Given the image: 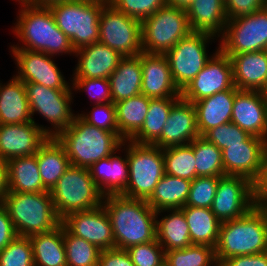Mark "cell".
Returning <instances> with one entry per match:
<instances>
[{
	"label": "cell",
	"instance_id": "cell-1",
	"mask_svg": "<svg viewBox=\"0 0 267 266\" xmlns=\"http://www.w3.org/2000/svg\"><path fill=\"white\" fill-rule=\"evenodd\" d=\"M18 14L11 31L17 44L9 49H28L55 57L74 56L75 50L70 39L57 27L48 6H33L18 1Z\"/></svg>",
	"mask_w": 267,
	"mask_h": 266
},
{
	"label": "cell",
	"instance_id": "cell-2",
	"mask_svg": "<svg viewBox=\"0 0 267 266\" xmlns=\"http://www.w3.org/2000/svg\"><path fill=\"white\" fill-rule=\"evenodd\" d=\"M102 206L111 222L115 248L127 250L156 240V211L146 200L107 195Z\"/></svg>",
	"mask_w": 267,
	"mask_h": 266
},
{
	"label": "cell",
	"instance_id": "cell-3",
	"mask_svg": "<svg viewBox=\"0 0 267 266\" xmlns=\"http://www.w3.org/2000/svg\"><path fill=\"white\" fill-rule=\"evenodd\" d=\"M267 251V208L254 206L238 219L222 222L215 254L218 265L228 258Z\"/></svg>",
	"mask_w": 267,
	"mask_h": 266
},
{
	"label": "cell",
	"instance_id": "cell-4",
	"mask_svg": "<svg viewBox=\"0 0 267 266\" xmlns=\"http://www.w3.org/2000/svg\"><path fill=\"white\" fill-rule=\"evenodd\" d=\"M55 138L65 149L71 165L87 169L95 162L113 155L124 141L119 133L90 125L78 114L73 123Z\"/></svg>",
	"mask_w": 267,
	"mask_h": 266
},
{
	"label": "cell",
	"instance_id": "cell-5",
	"mask_svg": "<svg viewBox=\"0 0 267 266\" xmlns=\"http://www.w3.org/2000/svg\"><path fill=\"white\" fill-rule=\"evenodd\" d=\"M2 203L7 208L18 236L29 237L48 232L61 224L50 191L8 192Z\"/></svg>",
	"mask_w": 267,
	"mask_h": 266
},
{
	"label": "cell",
	"instance_id": "cell-6",
	"mask_svg": "<svg viewBox=\"0 0 267 266\" xmlns=\"http://www.w3.org/2000/svg\"><path fill=\"white\" fill-rule=\"evenodd\" d=\"M107 2L65 0L49 5L57 27L76 51L99 40V17Z\"/></svg>",
	"mask_w": 267,
	"mask_h": 266
},
{
	"label": "cell",
	"instance_id": "cell-7",
	"mask_svg": "<svg viewBox=\"0 0 267 266\" xmlns=\"http://www.w3.org/2000/svg\"><path fill=\"white\" fill-rule=\"evenodd\" d=\"M127 155L129 180L123 196L147 200L165 174L163 150L153 144L125 140L120 147Z\"/></svg>",
	"mask_w": 267,
	"mask_h": 266
},
{
	"label": "cell",
	"instance_id": "cell-8",
	"mask_svg": "<svg viewBox=\"0 0 267 266\" xmlns=\"http://www.w3.org/2000/svg\"><path fill=\"white\" fill-rule=\"evenodd\" d=\"M50 193L60 219L72 212L100 207L105 197L92 180L89 169L74 165L67 168Z\"/></svg>",
	"mask_w": 267,
	"mask_h": 266
},
{
	"label": "cell",
	"instance_id": "cell-9",
	"mask_svg": "<svg viewBox=\"0 0 267 266\" xmlns=\"http://www.w3.org/2000/svg\"><path fill=\"white\" fill-rule=\"evenodd\" d=\"M24 84L32 121L37 122L34 114L44 118L50 124L44 126V133L48 137L55 138L73 123L79 113L72 109L75 97L73 90L53 89L37 83Z\"/></svg>",
	"mask_w": 267,
	"mask_h": 266
},
{
	"label": "cell",
	"instance_id": "cell-10",
	"mask_svg": "<svg viewBox=\"0 0 267 266\" xmlns=\"http://www.w3.org/2000/svg\"><path fill=\"white\" fill-rule=\"evenodd\" d=\"M191 32L185 9L165 4L141 22L142 52L166 54Z\"/></svg>",
	"mask_w": 267,
	"mask_h": 266
},
{
	"label": "cell",
	"instance_id": "cell-11",
	"mask_svg": "<svg viewBox=\"0 0 267 266\" xmlns=\"http://www.w3.org/2000/svg\"><path fill=\"white\" fill-rule=\"evenodd\" d=\"M218 42L212 53L209 46ZM219 50V38L205 32H191L172 47L165 55L169 61L175 85L182 91L204 68Z\"/></svg>",
	"mask_w": 267,
	"mask_h": 266
},
{
	"label": "cell",
	"instance_id": "cell-12",
	"mask_svg": "<svg viewBox=\"0 0 267 266\" xmlns=\"http://www.w3.org/2000/svg\"><path fill=\"white\" fill-rule=\"evenodd\" d=\"M219 49L226 55L267 50V5L252 14L228 19L219 37Z\"/></svg>",
	"mask_w": 267,
	"mask_h": 266
},
{
	"label": "cell",
	"instance_id": "cell-13",
	"mask_svg": "<svg viewBox=\"0 0 267 266\" xmlns=\"http://www.w3.org/2000/svg\"><path fill=\"white\" fill-rule=\"evenodd\" d=\"M99 40L123 57L142 52L141 22L116 10L108 2L99 17Z\"/></svg>",
	"mask_w": 267,
	"mask_h": 266
},
{
	"label": "cell",
	"instance_id": "cell-14",
	"mask_svg": "<svg viewBox=\"0 0 267 266\" xmlns=\"http://www.w3.org/2000/svg\"><path fill=\"white\" fill-rule=\"evenodd\" d=\"M8 50L12 59L14 58L16 65L14 76L17 79L24 83H37L53 89L73 90L71 80L67 81L53 56L28 49Z\"/></svg>",
	"mask_w": 267,
	"mask_h": 266
},
{
	"label": "cell",
	"instance_id": "cell-15",
	"mask_svg": "<svg viewBox=\"0 0 267 266\" xmlns=\"http://www.w3.org/2000/svg\"><path fill=\"white\" fill-rule=\"evenodd\" d=\"M255 206L253 182L244 176L219 177L211 211L222 223L238 219Z\"/></svg>",
	"mask_w": 267,
	"mask_h": 266
},
{
	"label": "cell",
	"instance_id": "cell-16",
	"mask_svg": "<svg viewBox=\"0 0 267 266\" xmlns=\"http://www.w3.org/2000/svg\"><path fill=\"white\" fill-rule=\"evenodd\" d=\"M232 87L235 85L230 57L219 49L181 91V97L193 103Z\"/></svg>",
	"mask_w": 267,
	"mask_h": 266
},
{
	"label": "cell",
	"instance_id": "cell-17",
	"mask_svg": "<svg viewBox=\"0 0 267 266\" xmlns=\"http://www.w3.org/2000/svg\"><path fill=\"white\" fill-rule=\"evenodd\" d=\"M63 227L100 250L115 248L112 226L103 206L88 211L72 212L61 219Z\"/></svg>",
	"mask_w": 267,
	"mask_h": 266
},
{
	"label": "cell",
	"instance_id": "cell-18",
	"mask_svg": "<svg viewBox=\"0 0 267 266\" xmlns=\"http://www.w3.org/2000/svg\"><path fill=\"white\" fill-rule=\"evenodd\" d=\"M38 123L0 124V157L8 161L36 154L49 138L43 123Z\"/></svg>",
	"mask_w": 267,
	"mask_h": 266
},
{
	"label": "cell",
	"instance_id": "cell-19",
	"mask_svg": "<svg viewBox=\"0 0 267 266\" xmlns=\"http://www.w3.org/2000/svg\"><path fill=\"white\" fill-rule=\"evenodd\" d=\"M231 122L267 141V98L262 91L236 88Z\"/></svg>",
	"mask_w": 267,
	"mask_h": 266
},
{
	"label": "cell",
	"instance_id": "cell-20",
	"mask_svg": "<svg viewBox=\"0 0 267 266\" xmlns=\"http://www.w3.org/2000/svg\"><path fill=\"white\" fill-rule=\"evenodd\" d=\"M199 136L193 103L180 97L171 107L161 136L153 143L161 149L186 145Z\"/></svg>",
	"mask_w": 267,
	"mask_h": 266
},
{
	"label": "cell",
	"instance_id": "cell-21",
	"mask_svg": "<svg viewBox=\"0 0 267 266\" xmlns=\"http://www.w3.org/2000/svg\"><path fill=\"white\" fill-rule=\"evenodd\" d=\"M267 141L251 136L244 144L228 145L222 150L224 175L244 176L254 182L261 171Z\"/></svg>",
	"mask_w": 267,
	"mask_h": 266
},
{
	"label": "cell",
	"instance_id": "cell-22",
	"mask_svg": "<svg viewBox=\"0 0 267 266\" xmlns=\"http://www.w3.org/2000/svg\"><path fill=\"white\" fill-rule=\"evenodd\" d=\"M142 68L141 93L150 99L181 97L175 85L165 54L140 53Z\"/></svg>",
	"mask_w": 267,
	"mask_h": 266
},
{
	"label": "cell",
	"instance_id": "cell-23",
	"mask_svg": "<svg viewBox=\"0 0 267 266\" xmlns=\"http://www.w3.org/2000/svg\"><path fill=\"white\" fill-rule=\"evenodd\" d=\"M70 79L109 78L123 56L100 42L77 49Z\"/></svg>",
	"mask_w": 267,
	"mask_h": 266
},
{
	"label": "cell",
	"instance_id": "cell-24",
	"mask_svg": "<svg viewBox=\"0 0 267 266\" xmlns=\"http://www.w3.org/2000/svg\"><path fill=\"white\" fill-rule=\"evenodd\" d=\"M88 169L92 180L104 196L121 195L124 192L129 180V165L127 155L121 148Z\"/></svg>",
	"mask_w": 267,
	"mask_h": 266
},
{
	"label": "cell",
	"instance_id": "cell-25",
	"mask_svg": "<svg viewBox=\"0 0 267 266\" xmlns=\"http://www.w3.org/2000/svg\"><path fill=\"white\" fill-rule=\"evenodd\" d=\"M234 85L239 90L262 91L267 85V50L228 55Z\"/></svg>",
	"mask_w": 267,
	"mask_h": 266
},
{
	"label": "cell",
	"instance_id": "cell-26",
	"mask_svg": "<svg viewBox=\"0 0 267 266\" xmlns=\"http://www.w3.org/2000/svg\"><path fill=\"white\" fill-rule=\"evenodd\" d=\"M235 95L236 87H232L193 102L200 136L212 128L231 122Z\"/></svg>",
	"mask_w": 267,
	"mask_h": 266
},
{
	"label": "cell",
	"instance_id": "cell-27",
	"mask_svg": "<svg viewBox=\"0 0 267 266\" xmlns=\"http://www.w3.org/2000/svg\"><path fill=\"white\" fill-rule=\"evenodd\" d=\"M192 32H205L219 38L228 17L224 0H193L185 9Z\"/></svg>",
	"mask_w": 267,
	"mask_h": 266
},
{
	"label": "cell",
	"instance_id": "cell-28",
	"mask_svg": "<svg viewBox=\"0 0 267 266\" xmlns=\"http://www.w3.org/2000/svg\"><path fill=\"white\" fill-rule=\"evenodd\" d=\"M33 122L23 81L14 75L6 81L0 80V124Z\"/></svg>",
	"mask_w": 267,
	"mask_h": 266
},
{
	"label": "cell",
	"instance_id": "cell-29",
	"mask_svg": "<svg viewBox=\"0 0 267 266\" xmlns=\"http://www.w3.org/2000/svg\"><path fill=\"white\" fill-rule=\"evenodd\" d=\"M156 239L165 251L183 249L192 244L181 208L156 212Z\"/></svg>",
	"mask_w": 267,
	"mask_h": 266
},
{
	"label": "cell",
	"instance_id": "cell-30",
	"mask_svg": "<svg viewBox=\"0 0 267 266\" xmlns=\"http://www.w3.org/2000/svg\"><path fill=\"white\" fill-rule=\"evenodd\" d=\"M113 103L141 94L142 68L140 54L123 57L109 76Z\"/></svg>",
	"mask_w": 267,
	"mask_h": 266
},
{
	"label": "cell",
	"instance_id": "cell-31",
	"mask_svg": "<svg viewBox=\"0 0 267 266\" xmlns=\"http://www.w3.org/2000/svg\"><path fill=\"white\" fill-rule=\"evenodd\" d=\"M9 192L38 193L48 191L43 186L37 163V153L7 161Z\"/></svg>",
	"mask_w": 267,
	"mask_h": 266
},
{
	"label": "cell",
	"instance_id": "cell-32",
	"mask_svg": "<svg viewBox=\"0 0 267 266\" xmlns=\"http://www.w3.org/2000/svg\"><path fill=\"white\" fill-rule=\"evenodd\" d=\"M37 163L43 186L51 191L71 165L65 149L54 137H49L38 149Z\"/></svg>",
	"mask_w": 267,
	"mask_h": 266
},
{
	"label": "cell",
	"instance_id": "cell-33",
	"mask_svg": "<svg viewBox=\"0 0 267 266\" xmlns=\"http://www.w3.org/2000/svg\"><path fill=\"white\" fill-rule=\"evenodd\" d=\"M191 182L165 173L146 202L156 212L183 208L189 196Z\"/></svg>",
	"mask_w": 267,
	"mask_h": 266
},
{
	"label": "cell",
	"instance_id": "cell-34",
	"mask_svg": "<svg viewBox=\"0 0 267 266\" xmlns=\"http://www.w3.org/2000/svg\"><path fill=\"white\" fill-rule=\"evenodd\" d=\"M29 239L34 266H67L62 224L51 231L29 236Z\"/></svg>",
	"mask_w": 267,
	"mask_h": 266
},
{
	"label": "cell",
	"instance_id": "cell-35",
	"mask_svg": "<svg viewBox=\"0 0 267 266\" xmlns=\"http://www.w3.org/2000/svg\"><path fill=\"white\" fill-rule=\"evenodd\" d=\"M186 218L192 244L216 247L221 222L211 208L184 206L181 208Z\"/></svg>",
	"mask_w": 267,
	"mask_h": 266
},
{
	"label": "cell",
	"instance_id": "cell-36",
	"mask_svg": "<svg viewBox=\"0 0 267 266\" xmlns=\"http://www.w3.org/2000/svg\"><path fill=\"white\" fill-rule=\"evenodd\" d=\"M150 105V98L138 94L115 103L119 136L130 140L143 126Z\"/></svg>",
	"mask_w": 267,
	"mask_h": 266
},
{
	"label": "cell",
	"instance_id": "cell-37",
	"mask_svg": "<svg viewBox=\"0 0 267 266\" xmlns=\"http://www.w3.org/2000/svg\"><path fill=\"white\" fill-rule=\"evenodd\" d=\"M179 98L150 99L144 124L130 140L139 144H153L161 136L171 107Z\"/></svg>",
	"mask_w": 267,
	"mask_h": 266
},
{
	"label": "cell",
	"instance_id": "cell-38",
	"mask_svg": "<svg viewBox=\"0 0 267 266\" xmlns=\"http://www.w3.org/2000/svg\"><path fill=\"white\" fill-rule=\"evenodd\" d=\"M193 152L196 159V177H220L224 175L222 150L203 136L193 140Z\"/></svg>",
	"mask_w": 267,
	"mask_h": 266
},
{
	"label": "cell",
	"instance_id": "cell-39",
	"mask_svg": "<svg viewBox=\"0 0 267 266\" xmlns=\"http://www.w3.org/2000/svg\"><path fill=\"white\" fill-rule=\"evenodd\" d=\"M162 150L166 174L191 181L196 177L193 141L186 145L172 146Z\"/></svg>",
	"mask_w": 267,
	"mask_h": 266
},
{
	"label": "cell",
	"instance_id": "cell-40",
	"mask_svg": "<svg viewBox=\"0 0 267 266\" xmlns=\"http://www.w3.org/2000/svg\"><path fill=\"white\" fill-rule=\"evenodd\" d=\"M165 261L170 266H219L215 248L204 244L165 251Z\"/></svg>",
	"mask_w": 267,
	"mask_h": 266
},
{
	"label": "cell",
	"instance_id": "cell-41",
	"mask_svg": "<svg viewBox=\"0 0 267 266\" xmlns=\"http://www.w3.org/2000/svg\"><path fill=\"white\" fill-rule=\"evenodd\" d=\"M67 266H98L101 250L83 238L76 237L63 227Z\"/></svg>",
	"mask_w": 267,
	"mask_h": 266
},
{
	"label": "cell",
	"instance_id": "cell-42",
	"mask_svg": "<svg viewBox=\"0 0 267 266\" xmlns=\"http://www.w3.org/2000/svg\"><path fill=\"white\" fill-rule=\"evenodd\" d=\"M0 266H34L33 248L29 237L17 235L0 251Z\"/></svg>",
	"mask_w": 267,
	"mask_h": 266
},
{
	"label": "cell",
	"instance_id": "cell-43",
	"mask_svg": "<svg viewBox=\"0 0 267 266\" xmlns=\"http://www.w3.org/2000/svg\"><path fill=\"white\" fill-rule=\"evenodd\" d=\"M219 177H195L190 186L185 206L211 208L216 194Z\"/></svg>",
	"mask_w": 267,
	"mask_h": 266
},
{
	"label": "cell",
	"instance_id": "cell-44",
	"mask_svg": "<svg viewBox=\"0 0 267 266\" xmlns=\"http://www.w3.org/2000/svg\"><path fill=\"white\" fill-rule=\"evenodd\" d=\"M251 136L232 122L212 128L203 135L220 150L228 148V145L244 144Z\"/></svg>",
	"mask_w": 267,
	"mask_h": 266
},
{
	"label": "cell",
	"instance_id": "cell-45",
	"mask_svg": "<svg viewBox=\"0 0 267 266\" xmlns=\"http://www.w3.org/2000/svg\"><path fill=\"white\" fill-rule=\"evenodd\" d=\"M71 82L74 95L78 92L88 93L90 105L112 102L109 78L71 79Z\"/></svg>",
	"mask_w": 267,
	"mask_h": 266
},
{
	"label": "cell",
	"instance_id": "cell-46",
	"mask_svg": "<svg viewBox=\"0 0 267 266\" xmlns=\"http://www.w3.org/2000/svg\"><path fill=\"white\" fill-rule=\"evenodd\" d=\"M86 111L84 109L81 113H78L85 122L106 131L118 133L115 103L93 104L91 110Z\"/></svg>",
	"mask_w": 267,
	"mask_h": 266
},
{
	"label": "cell",
	"instance_id": "cell-47",
	"mask_svg": "<svg viewBox=\"0 0 267 266\" xmlns=\"http://www.w3.org/2000/svg\"><path fill=\"white\" fill-rule=\"evenodd\" d=\"M116 10L142 22L167 4L166 0H109Z\"/></svg>",
	"mask_w": 267,
	"mask_h": 266
},
{
	"label": "cell",
	"instance_id": "cell-48",
	"mask_svg": "<svg viewBox=\"0 0 267 266\" xmlns=\"http://www.w3.org/2000/svg\"><path fill=\"white\" fill-rule=\"evenodd\" d=\"M134 266H160L165 261V250L156 240L128 248Z\"/></svg>",
	"mask_w": 267,
	"mask_h": 266
},
{
	"label": "cell",
	"instance_id": "cell-49",
	"mask_svg": "<svg viewBox=\"0 0 267 266\" xmlns=\"http://www.w3.org/2000/svg\"><path fill=\"white\" fill-rule=\"evenodd\" d=\"M228 19L252 14L267 5V0H224Z\"/></svg>",
	"mask_w": 267,
	"mask_h": 266
},
{
	"label": "cell",
	"instance_id": "cell-50",
	"mask_svg": "<svg viewBox=\"0 0 267 266\" xmlns=\"http://www.w3.org/2000/svg\"><path fill=\"white\" fill-rule=\"evenodd\" d=\"M254 201L256 206L267 207V148L262 157L261 171L253 182Z\"/></svg>",
	"mask_w": 267,
	"mask_h": 266
},
{
	"label": "cell",
	"instance_id": "cell-51",
	"mask_svg": "<svg viewBox=\"0 0 267 266\" xmlns=\"http://www.w3.org/2000/svg\"><path fill=\"white\" fill-rule=\"evenodd\" d=\"M98 266H134L126 250L107 249L101 250Z\"/></svg>",
	"mask_w": 267,
	"mask_h": 266
},
{
	"label": "cell",
	"instance_id": "cell-52",
	"mask_svg": "<svg viewBox=\"0 0 267 266\" xmlns=\"http://www.w3.org/2000/svg\"><path fill=\"white\" fill-rule=\"evenodd\" d=\"M16 236L17 233L7 208L0 202V251H2Z\"/></svg>",
	"mask_w": 267,
	"mask_h": 266
},
{
	"label": "cell",
	"instance_id": "cell-53",
	"mask_svg": "<svg viewBox=\"0 0 267 266\" xmlns=\"http://www.w3.org/2000/svg\"><path fill=\"white\" fill-rule=\"evenodd\" d=\"M219 266H267V251L254 255H240L222 261Z\"/></svg>",
	"mask_w": 267,
	"mask_h": 266
},
{
	"label": "cell",
	"instance_id": "cell-54",
	"mask_svg": "<svg viewBox=\"0 0 267 266\" xmlns=\"http://www.w3.org/2000/svg\"><path fill=\"white\" fill-rule=\"evenodd\" d=\"M9 192L7 161L0 157V202H3L5 195Z\"/></svg>",
	"mask_w": 267,
	"mask_h": 266
},
{
	"label": "cell",
	"instance_id": "cell-55",
	"mask_svg": "<svg viewBox=\"0 0 267 266\" xmlns=\"http://www.w3.org/2000/svg\"><path fill=\"white\" fill-rule=\"evenodd\" d=\"M60 1H65V0H20V2L33 6H49L53 3Z\"/></svg>",
	"mask_w": 267,
	"mask_h": 266
},
{
	"label": "cell",
	"instance_id": "cell-56",
	"mask_svg": "<svg viewBox=\"0 0 267 266\" xmlns=\"http://www.w3.org/2000/svg\"><path fill=\"white\" fill-rule=\"evenodd\" d=\"M193 0H166L168 5L186 9Z\"/></svg>",
	"mask_w": 267,
	"mask_h": 266
},
{
	"label": "cell",
	"instance_id": "cell-57",
	"mask_svg": "<svg viewBox=\"0 0 267 266\" xmlns=\"http://www.w3.org/2000/svg\"><path fill=\"white\" fill-rule=\"evenodd\" d=\"M262 93H263L264 97L267 98V85H266V87L262 90Z\"/></svg>",
	"mask_w": 267,
	"mask_h": 266
},
{
	"label": "cell",
	"instance_id": "cell-58",
	"mask_svg": "<svg viewBox=\"0 0 267 266\" xmlns=\"http://www.w3.org/2000/svg\"><path fill=\"white\" fill-rule=\"evenodd\" d=\"M160 266H170L166 261H164Z\"/></svg>",
	"mask_w": 267,
	"mask_h": 266
},
{
	"label": "cell",
	"instance_id": "cell-59",
	"mask_svg": "<svg viewBox=\"0 0 267 266\" xmlns=\"http://www.w3.org/2000/svg\"><path fill=\"white\" fill-rule=\"evenodd\" d=\"M91 1H104V2H108L109 0H91Z\"/></svg>",
	"mask_w": 267,
	"mask_h": 266
}]
</instances>
